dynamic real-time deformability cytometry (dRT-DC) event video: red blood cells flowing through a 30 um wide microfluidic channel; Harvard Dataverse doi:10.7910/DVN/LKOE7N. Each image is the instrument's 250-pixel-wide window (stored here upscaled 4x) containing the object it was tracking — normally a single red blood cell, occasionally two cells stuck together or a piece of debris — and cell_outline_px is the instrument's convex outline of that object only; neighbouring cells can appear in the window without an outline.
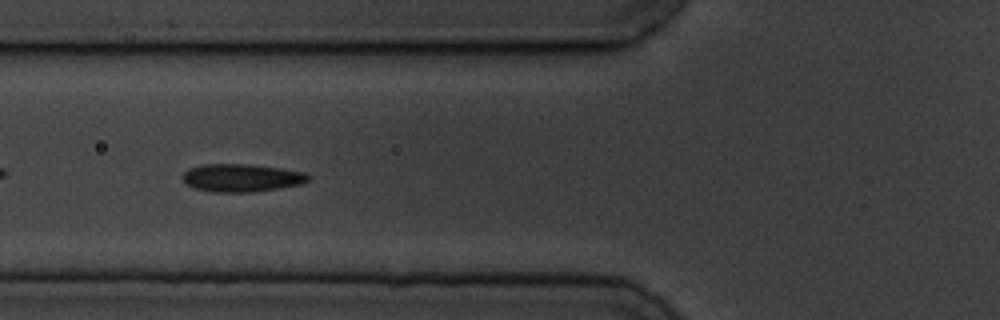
{"species": "common noctule bat (a hibernating species)", "species_latin": "Nyctalus noctula", "temperature_condition": "cold", "stored_images_in_passage": 43, "camera_frame_rate_fps": 3000, "um_per_image_px": 0.085, "animal": {"sex": "male", "body_mass_g": 19.5, "forearm_length_mm": 54.6}, "frame": {"image": 1, "passage_image": 6, "time_ms": 1.667, "image_size_px": [1000, 320], "cell_outline_px": [[308, 180], [304, 184], [280, 188], [252, 192], [212, 192], [196, 188], [188, 184], [180, 176], [188, 168], [200, 164], [248, 164], [280, 168], [304, 172], [308, 176]], "centroid_in_image_um": [20.52, 15.11], "position_along_channel_um": 105.3, "area_um2": 20.46}}
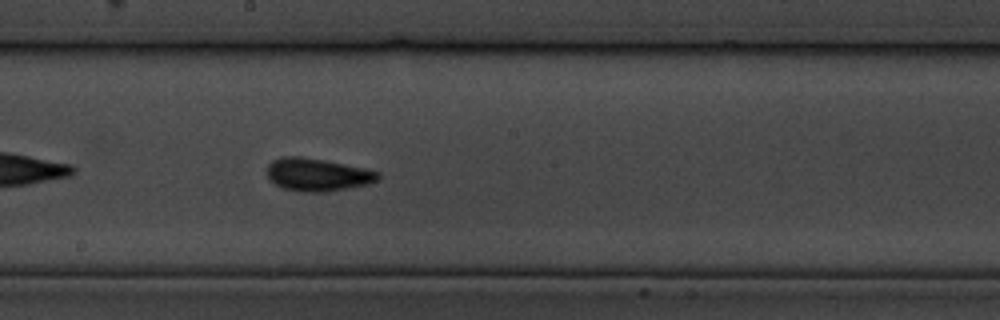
{"frame": {"image": 2, "passage_image": 16, "time_ms": 5.0, "image_size_px": [1000, 320], "cell_outline_px": [[380, 176], [376, 180], [368, 184], [328, 192], [300, 192], [284, 188], [276, 184], [268, 176], [268, 164], [272, 160], [280, 156], [300, 156], [324, 160], [364, 168], [380, 172]], "centroid_in_image_um": [26.98, 14.84], "position_along_channel_um": 221.2, "area_um2": 21.15}}
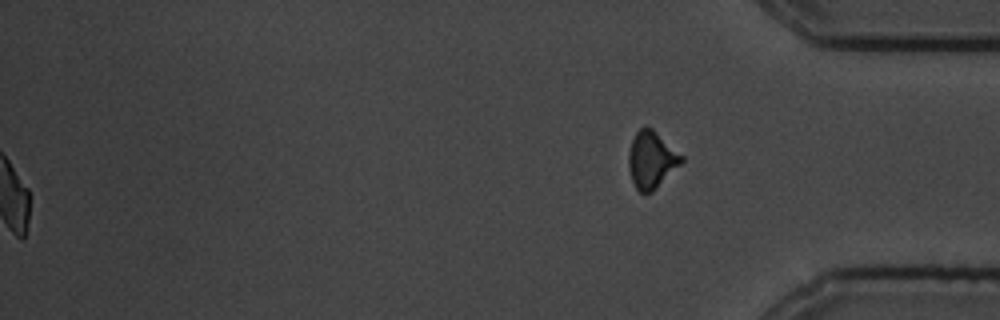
{"frame": {"image": 3, "passage_image": 43, "time_ms": 14.0, "image_size_px": [1000, 320], "cell_outline_px": [[684, 160], [652, 192], [640, 192], [636, 188], [632, 180], [628, 168], [628, 152], [632, 140], [636, 132], [640, 128], [652, 128], [684, 156]], "centroid_in_image_um": [55.37, 13.57], "position_along_channel_um": 379.8, "area_um2": 17.34}, "authors_computed_cell_mechanics": {"area_um2": 19.1896, "velocity_mm_per_s": 3.4737, "shape_relaxation_time_tau1_ms": 3.3358, "shape_relaxation_time_tau2_ms": 2.7342, "deformation_change_tau1": 0.0947, "deformation_change_tau2": 0.0577}}